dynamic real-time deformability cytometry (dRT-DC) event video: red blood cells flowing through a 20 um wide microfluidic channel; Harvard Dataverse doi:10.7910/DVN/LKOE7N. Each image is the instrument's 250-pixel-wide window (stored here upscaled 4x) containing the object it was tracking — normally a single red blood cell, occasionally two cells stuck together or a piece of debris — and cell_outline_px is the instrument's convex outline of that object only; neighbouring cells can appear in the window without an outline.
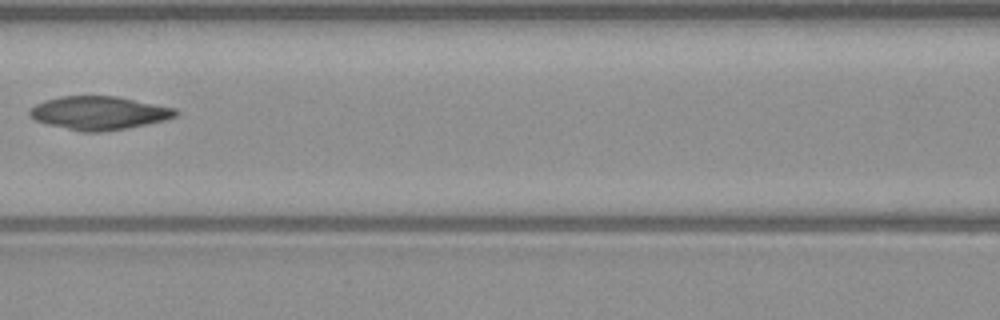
{"species": "common noctule bat (a hibernating species)", "species_latin": "Nyctalus noctula", "temperature_condition": "warm", "stored_images_in_passage": 7, "camera_frame_rate_fps": 3000, "um_per_image_px": 0.085, "animal": {"sex": "male", "body_mass_g": 23.1, "forearm_length_mm": 52.7}, "frame": {"image": 1, "passage_image": 7, "time_ms": 7.0, "image_size_px": [1000, 320], "cell_outline_px": [[180, 112], [176, 116], [164, 120], [128, 128], [104, 132], [80, 132], [48, 124], [36, 120], [28, 116], [28, 112], [36, 104], [44, 100], [60, 96], [116, 96], [176, 108]], "centroid_in_image_um": [8.41, 9.61], "position_along_channel_um": 158.2, "area_um2": 28.5}}